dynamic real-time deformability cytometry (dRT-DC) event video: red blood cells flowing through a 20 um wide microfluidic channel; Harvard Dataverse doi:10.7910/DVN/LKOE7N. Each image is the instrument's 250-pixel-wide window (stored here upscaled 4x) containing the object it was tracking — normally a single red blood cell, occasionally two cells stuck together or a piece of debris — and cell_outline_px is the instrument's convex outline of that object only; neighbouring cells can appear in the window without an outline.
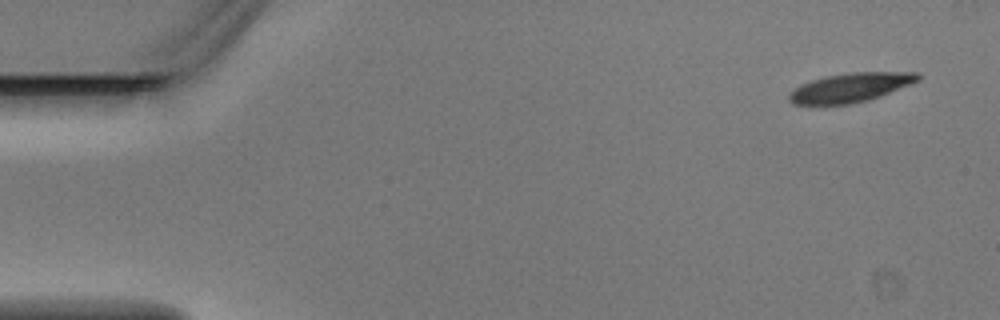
{"species": "Egyptian fruit bat (a non-hibernating species)", "species_latin": "Rousettus aegyptiacus", "temperature_condition": "warm", "stored_images_in_passage": 3, "camera_frame_rate_fps": 3000, "um_per_image_px": 0.085, "animal": {"sex": "male"}, "frame": {"image": 1, "passage_image": 1, "time_ms": 0.0, "image_size_px": [1000, 320], "cell_outline_px": [[920, 80], [880, 96], [868, 100], [852, 104], [792, 104], [788, 100], [788, 92], [800, 84], [812, 80], [828, 76], [852, 72], [920, 72]], "centroid_in_image_um": [72.27, 7.44], "position_along_channel_um": 12.7, "area_um2": 21.79}}
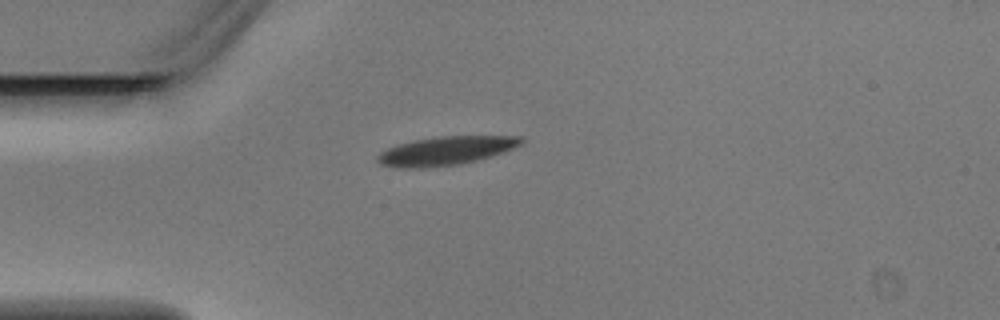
{"frame": {"image": 2, "passage_image": 3, "time_ms": 0.667, "image_size_px": [1000, 320], "cell_outline_px": [[524, 140], [520, 144], [512, 148], [476, 160], [460, 164], [424, 168], [400, 168], [380, 164], [376, 160], [376, 156], [380, 152], [388, 148], [412, 140], [436, 136], [524, 136]], "centroid_in_image_um": [37.84, 12.81], "position_along_channel_um": 47.2, "area_um2": 23.81}}